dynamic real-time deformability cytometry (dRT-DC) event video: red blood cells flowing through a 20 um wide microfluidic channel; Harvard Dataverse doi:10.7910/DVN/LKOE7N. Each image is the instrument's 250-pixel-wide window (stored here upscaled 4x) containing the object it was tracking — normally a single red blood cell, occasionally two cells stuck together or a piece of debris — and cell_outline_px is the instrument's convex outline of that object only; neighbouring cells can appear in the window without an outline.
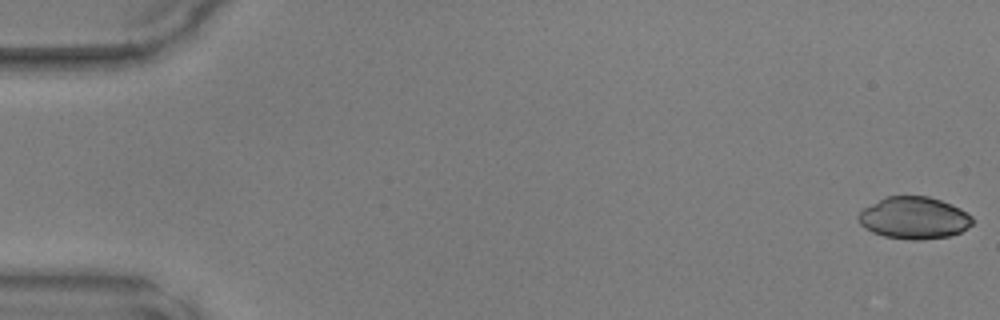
{"species": "common noctule bat (a hibernating species)", "species_latin": "Nyctalus noctula", "temperature_condition": "warm", "stored_images_in_passage": 48, "camera_frame_rate_fps": 3000, "um_per_image_px": 0.085, "animal": {"sex": "male", "body_mass_g": 17.9, "forearm_length_mm": 54.2}, "frame": {"image": 1, "passage_image": 1, "time_ms": 0.0, "image_size_px": [1000, 320], "cell_outline_px": [[972, 224], [960, 232], [948, 236], [920, 240], [908, 240], [884, 236], [872, 232], [864, 228], [860, 224], [856, 216], [864, 208], [888, 196], [928, 196], [952, 204], [960, 208], [972, 216]], "centroid_in_image_um": [77.68, 18.53], "position_along_channel_um": 7.3, "area_um2": 27.86}}
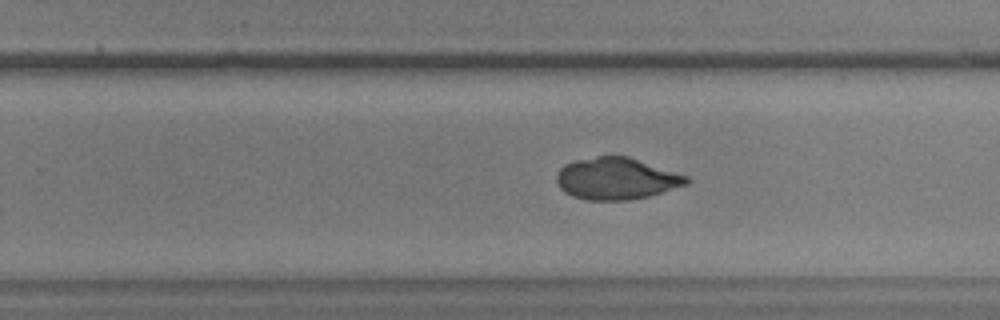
{"frame": {"image": 2, "passage_image": 31, "time_ms": 10.0, "image_size_px": [1000, 320], "cell_outline_px": [[692, 180], [688, 184], [648, 196], [628, 200], [588, 200], [572, 196], [564, 192], [560, 188], [556, 180], [556, 176], [560, 168], [564, 164], [572, 160], [596, 156], [628, 156], [688, 176]], "centroid_in_image_um": [52.38, 15.17], "position_along_channel_um": 277.4, "area_um2": 31.79}}
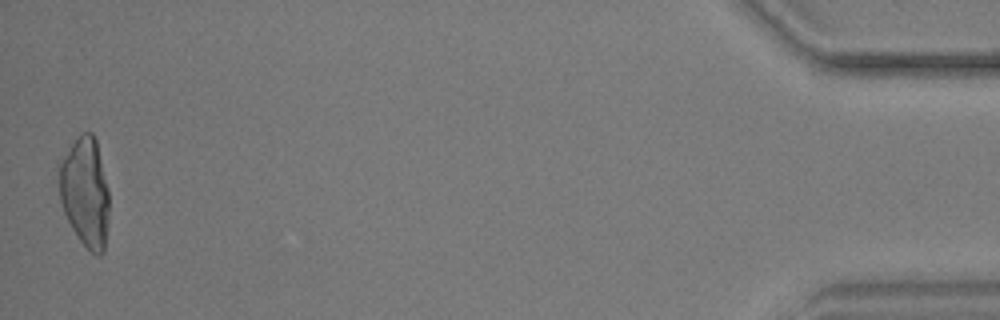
{"frame": {"image": 3, "passage_image": 48, "time_ms": 15.667, "image_size_px": [1000, 320], "cell_outline_px": [[108, 216], [104, 252], [100, 256], [96, 256], [80, 240], [72, 228], [64, 212], [60, 200], [56, 168], [56, 160], [80, 132], [92, 132], [96, 140], [108, 188]], "centroid_in_image_um": [7.18, 16.25], "position_along_channel_um": 428.0, "area_um2": 32.77}}